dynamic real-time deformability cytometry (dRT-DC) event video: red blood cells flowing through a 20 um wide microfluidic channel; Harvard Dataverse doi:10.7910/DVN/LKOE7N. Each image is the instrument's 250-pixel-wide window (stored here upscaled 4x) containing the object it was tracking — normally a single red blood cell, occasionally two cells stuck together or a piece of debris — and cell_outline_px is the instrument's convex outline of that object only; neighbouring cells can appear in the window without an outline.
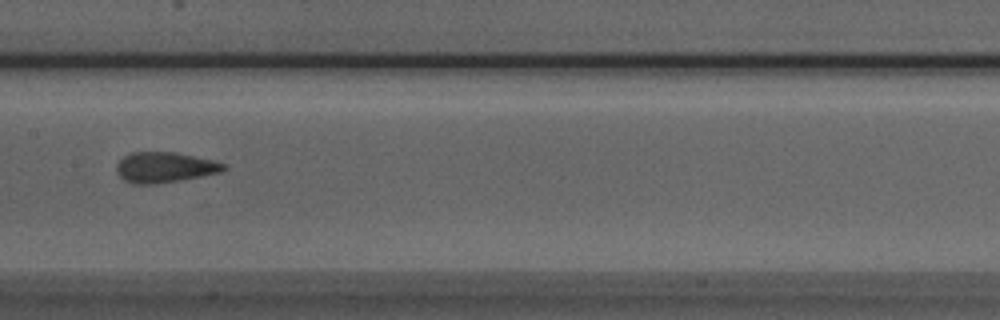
{"species": "Egyptian fruit bat (a non-hibernating species)", "species_latin": "Rousettus aegyptiacus", "temperature_condition": "room temperature", "stored_images_in_passage": 7, "camera_frame_rate_fps": 3000, "um_per_image_px": 0.085, "animal": {"sex": "male"}, "frame": {"image": 1, "passage_image": 7, "time_ms": 2.0, "image_size_px": [1000, 320], "cell_outline_px": [[228, 168], [220, 172], [180, 180], [156, 184], [132, 184], [124, 180], [116, 172], [116, 164], [124, 156], [132, 152], [176, 152], [212, 160], [228, 164]], "centroid_in_image_um": [13.99, 14.22], "position_along_channel_um": 193.4, "area_um2": 19.07}}